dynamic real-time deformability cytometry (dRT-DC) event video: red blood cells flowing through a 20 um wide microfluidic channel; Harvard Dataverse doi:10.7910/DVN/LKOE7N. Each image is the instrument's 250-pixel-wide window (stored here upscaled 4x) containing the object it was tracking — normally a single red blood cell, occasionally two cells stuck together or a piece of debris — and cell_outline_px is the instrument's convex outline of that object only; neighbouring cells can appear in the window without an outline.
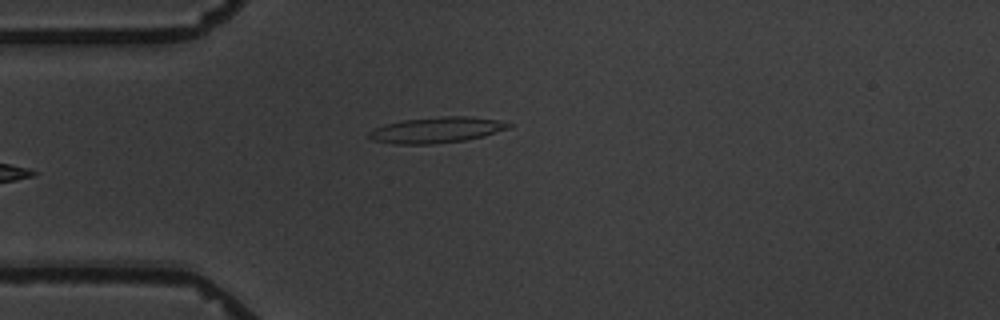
{"species": "common noctule bat (a hibernating species)", "species_latin": "Nyctalus noctula", "temperature_condition": "warm", "stored_images_in_passage": 6, "camera_frame_rate_fps": 3000, "um_per_image_px": 0.085, "animal": {"sex": "male", "body_mass_g": 19.5, "forearm_length_mm": 54.6}, "frame": {"image": 1, "passage_image": 6, "time_ms": 5.667, "image_size_px": [1000, 320], "cell_outline_px": [[516, 124], [512, 128], [484, 136], [464, 140], [432, 144], [392, 144], [372, 140], [364, 136], [368, 132], [384, 124], [404, 120], [444, 116], [468, 116], [496, 120]], "centroid_in_image_um": [37.11, 11.05], "position_along_channel_um": 47.9, "area_um2": 21.21}}